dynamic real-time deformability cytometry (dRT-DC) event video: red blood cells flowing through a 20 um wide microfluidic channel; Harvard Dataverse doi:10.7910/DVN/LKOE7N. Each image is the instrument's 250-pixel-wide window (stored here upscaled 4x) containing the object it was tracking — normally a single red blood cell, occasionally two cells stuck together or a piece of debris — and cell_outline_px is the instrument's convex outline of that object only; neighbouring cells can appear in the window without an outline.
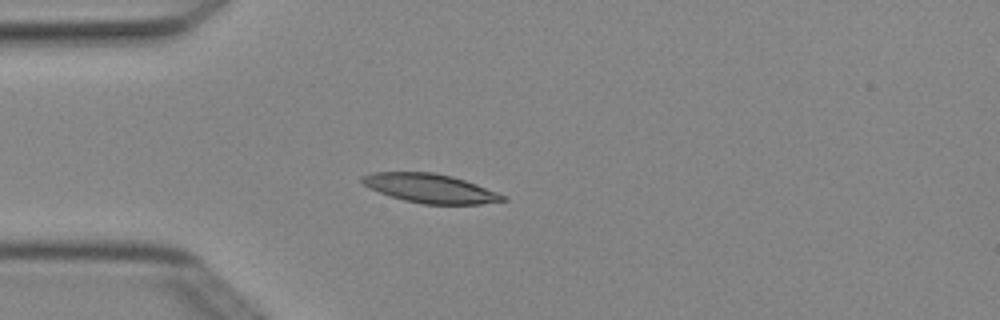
{"species": "Egyptian fruit bat (a non-hibernating species)", "species_latin": "Rousettus aegyptiacus", "temperature_condition": "cold", "stored_images_in_passage": 3, "camera_frame_rate_fps": 3000, "um_per_image_px": 0.085, "animal": {"sex": "female"}, "frame": {"image": 1, "passage_image": 3, "time_ms": 0.667, "image_size_px": [1000, 320], "cell_outline_px": [[508, 200], [480, 204], [424, 204], [404, 200], [380, 192], [364, 184], [360, 180], [360, 176], [372, 172], [432, 172], [452, 176], [476, 184], [508, 196]], "centroid_in_image_um": [36.6, 16.0], "position_along_channel_um": 48.4, "area_um2": 23.64}}